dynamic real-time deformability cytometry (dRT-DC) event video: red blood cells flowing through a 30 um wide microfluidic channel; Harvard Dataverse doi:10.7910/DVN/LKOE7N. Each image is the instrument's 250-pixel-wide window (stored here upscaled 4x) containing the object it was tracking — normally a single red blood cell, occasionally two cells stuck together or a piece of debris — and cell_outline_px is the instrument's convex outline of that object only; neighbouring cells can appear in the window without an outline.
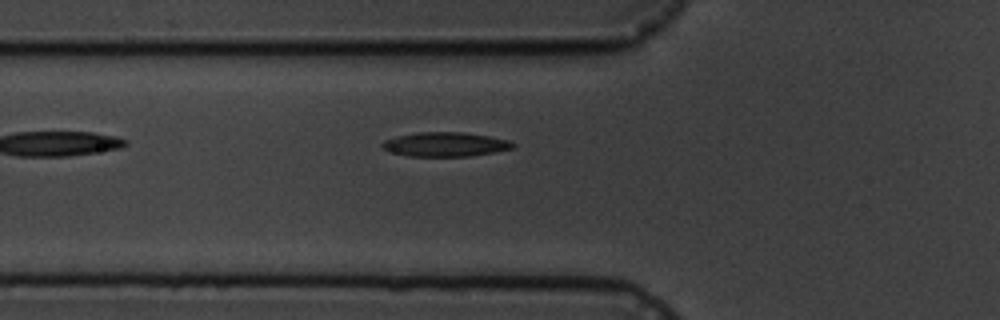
{"species": "common noctule bat (a hibernating species)", "species_latin": "Nyctalus noctula", "temperature_condition": "cold", "stored_images_in_passage": 7, "camera_frame_rate_fps": 3000, "um_per_image_px": 0.085, "animal": {"sex": "male", "body_mass_g": 19.5, "forearm_length_mm": 54.6}, "frame": {"image": 1, "passage_image": 7, "time_ms": 7.667, "image_size_px": [1000, 320], "cell_outline_px": [[516, 144], [512, 148], [496, 152], [468, 156], [408, 156], [392, 152], [384, 148], [380, 144], [384, 140], [416, 132], [464, 132], [488, 136], [508, 140]], "centroid_in_image_um": [37.86, 12.27], "position_along_channel_um": 87.9, "area_um2": 18.32}}